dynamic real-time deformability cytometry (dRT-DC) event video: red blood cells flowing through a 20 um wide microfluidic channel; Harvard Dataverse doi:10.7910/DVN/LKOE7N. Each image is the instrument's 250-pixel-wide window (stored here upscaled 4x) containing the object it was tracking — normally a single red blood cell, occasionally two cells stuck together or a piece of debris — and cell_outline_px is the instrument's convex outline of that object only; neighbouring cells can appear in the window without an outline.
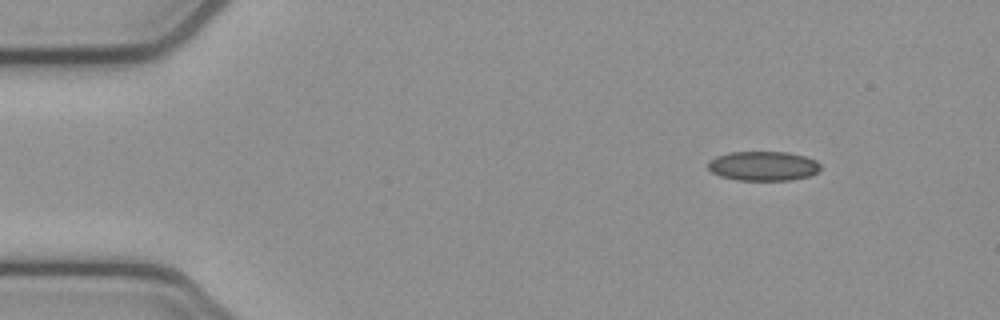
{"species": "common noctule bat (a hibernating species)", "species_latin": "Nyctalus noctula", "temperature_condition": "cold", "stored_images_in_passage": 5, "camera_frame_rate_fps": 3000, "um_per_image_px": 0.085, "animal": {"sex": "female", "body_mass_g": 21.9}, "frame": {"image": 1, "passage_image": 1, "time_ms": 0.0, "image_size_px": [1000, 320], "cell_outline_px": [[820, 168], [816, 172], [808, 176], [792, 180], [736, 180], [720, 176], [712, 172], [708, 168], [708, 160], [716, 156], [728, 152], [788, 152], [804, 156], [816, 160], [820, 164]], "centroid_in_image_um": [64.84, 14.1], "position_along_channel_um": 20.2, "area_um2": 19.36}}
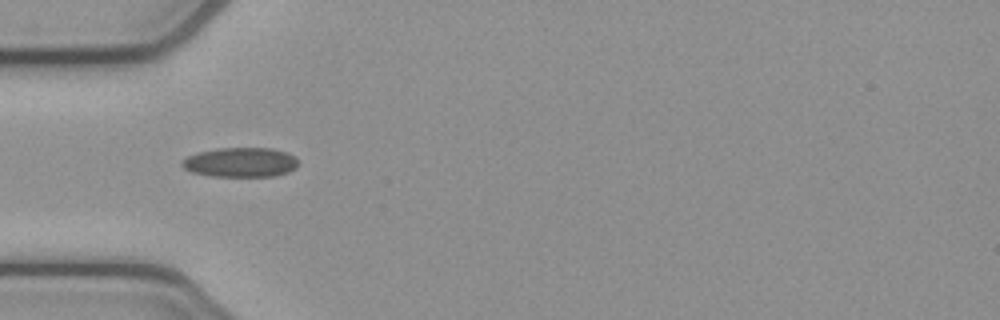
{"frame": {"image": 2, "passage_image": 4, "time_ms": 1.0, "image_size_px": [1000, 320], "cell_outline_px": [[300, 164], [296, 168], [288, 172], [272, 176], [212, 176], [192, 172], [184, 168], [180, 164], [180, 160], [196, 152], [216, 148], [272, 148], [288, 152], [296, 156]], "centroid_in_image_um": [20.46, 13.78], "position_along_channel_um": 64.5, "area_um2": 20.35}}
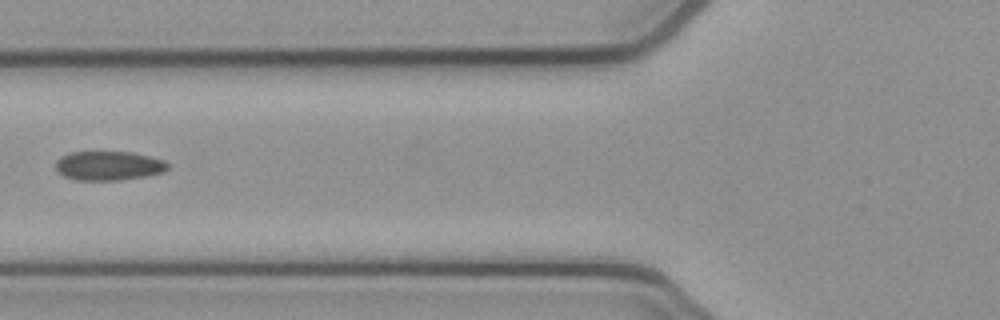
{"frame": {"image": 3, "passage_image": 5, "time_ms": 1.333, "image_size_px": [1000, 320], "cell_outline_px": [[168, 168], [164, 172], [148, 176], [120, 180], [76, 180], [64, 176], [56, 168], [56, 160], [60, 156], [68, 152], [132, 152], [164, 160], [168, 164]], "centroid_in_image_um": [9.23, 14.09], "position_along_channel_um": 116.6, "area_um2": 19.13}}